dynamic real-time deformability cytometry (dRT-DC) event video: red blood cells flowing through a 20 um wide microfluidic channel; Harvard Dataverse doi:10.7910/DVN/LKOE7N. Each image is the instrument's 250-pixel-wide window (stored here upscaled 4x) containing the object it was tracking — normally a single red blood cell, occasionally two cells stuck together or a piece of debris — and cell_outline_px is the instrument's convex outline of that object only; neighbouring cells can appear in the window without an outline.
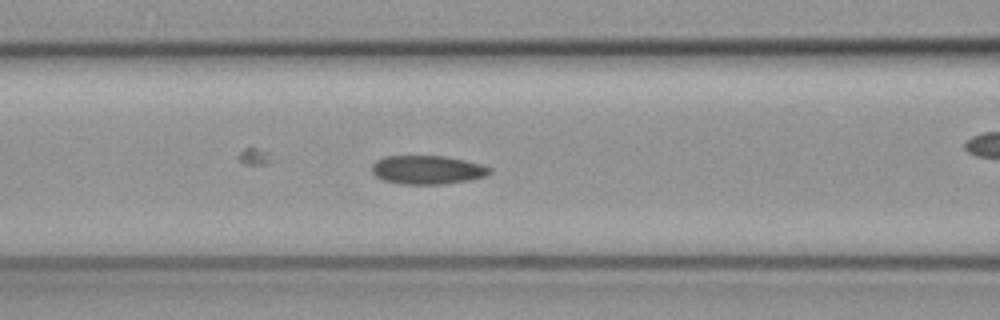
{"species": "common noctule bat (a hibernating species)", "species_latin": "Nyctalus noctula", "temperature_condition": "cold", "stored_images_in_passage": 25, "camera_frame_rate_fps": 3000, "um_per_image_px": 0.085, "animal": {"sex": "female", "body_mass_g": 19.3, "forearm_length_mm": 54.1}, "frame": {"image": 1, "passage_image": 3, "time_ms": 0.667, "image_size_px": [1000, 320], "cell_outline_px": [[492, 172], [484, 176], [468, 180], [440, 184], [400, 184], [384, 180], [376, 176], [372, 172], [372, 164], [376, 160], [384, 156], [444, 156], [464, 160], [480, 164], [492, 168]], "centroid_in_image_um": [36.3, 14.43], "position_along_channel_um": 130.3, "area_um2": 19.59}}
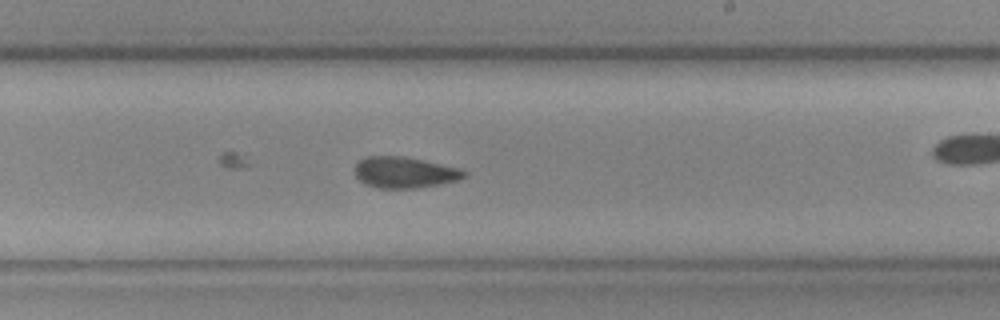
{"frame": {"image": 2, "passage_image": 13, "time_ms": 4.0, "image_size_px": [1000, 320], "cell_outline_px": [[468, 172], [460, 180], [440, 184], [416, 188], [376, 188], [364, 184], [356, 176], [352, 168], [360, 160], [368, 156], [400, 156], [420, 160], [456, 168]], "centroid_in_image_um": [34.32, 14.67], "position_along_channel_um": 254.7, "area_um2": 19.65}}
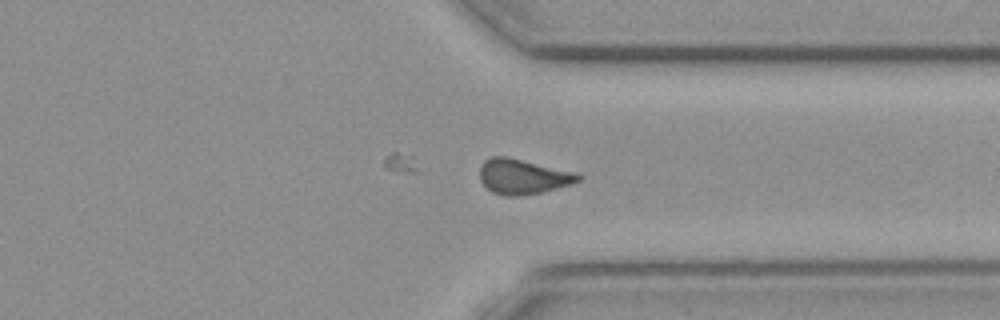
{"frame": {"image": 3, "passage_image": 22, "time_ms": 7.0, "image_size_px": [1000, 320], "cell_outline_px": [[584, 176], [580, 180], [572, 184], [544, 192], [520, 196], [504, 196], [492, 192], [480, 180], [480, 164], [484, 160], [492, 156], [504, 156], [576, 172]], "centroid_in_image_um": [44.46, 15.02], "position_along_channel_um": 366.9, "area_um2": 20.23}, "authors_computed_cell_mechanics": {"area_um2": 19.652, "velocity_mm_per_s": 3.7336, "shape_relaxation_time_tau1_ms": 6.9016, "shape_relaxation_time_tau2_ms": 3.7211, "deformation_change_tau1": 0.1066, "deformation_change_tau2": 0.0797}}